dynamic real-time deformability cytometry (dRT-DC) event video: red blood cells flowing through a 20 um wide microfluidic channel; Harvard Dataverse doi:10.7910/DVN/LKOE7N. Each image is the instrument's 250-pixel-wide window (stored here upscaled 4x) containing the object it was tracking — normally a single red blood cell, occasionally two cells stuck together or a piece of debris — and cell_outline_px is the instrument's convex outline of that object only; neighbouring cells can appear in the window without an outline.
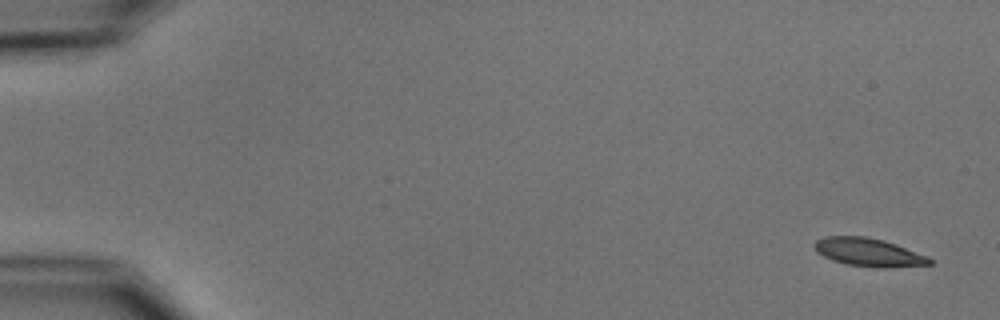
{"species": "common noctule bat (a hibernating species)", "species_latin": "Nyctalus noctula", "temperature_condition": "cold", "stored_images_in_passage": 6, "camera_frame_rate_fps": 3000, "um_per_image_px": 0.085, "animal": {"sex": "male", "body_mass_g": 15.6}, "frame": {"image": 1, "passage_image": 1, "time_ms": 0.0, "image_size_px": [1000, 320], "cell_outline_px": [[932, 264], [848, 264], [832, 260], [816, 252], [812, 244], [816, 240], [824, 236], [868, 236], [884, 240], [896, 244], [928, 256], [932, 260]], "centroid_in_image_um": [73.7, 21.35], "position_along_channel_um": 11.3, "area_um2": 17.74}}
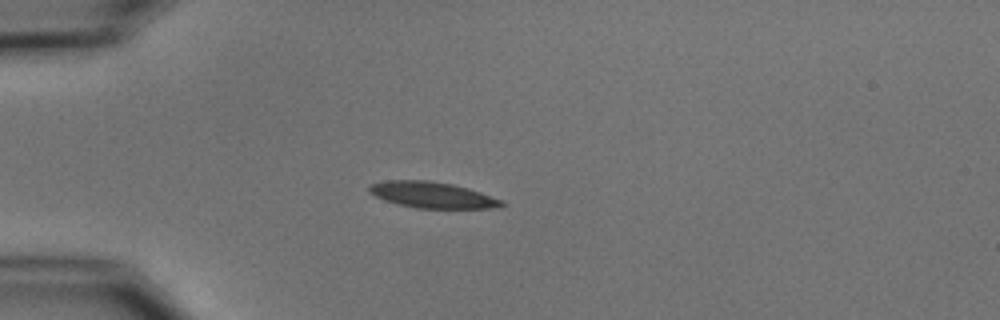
{"frame": {"image": 2, "passage_image": 4, "time_ms": 4.333, "image_size_px": [1000, 320], "cell_outline_px": [[508, 204], [504, 208], [416, 208], [396, 204], [384, 200], [368, 192], [368, 184], [388, 180], [428, 180], [452, 184], [468, 188], [504, 200]], "centroid_in_image_um": [36.78, 16.58], "position_along_channel_um": 48.2, "area_um2": 20.46}}